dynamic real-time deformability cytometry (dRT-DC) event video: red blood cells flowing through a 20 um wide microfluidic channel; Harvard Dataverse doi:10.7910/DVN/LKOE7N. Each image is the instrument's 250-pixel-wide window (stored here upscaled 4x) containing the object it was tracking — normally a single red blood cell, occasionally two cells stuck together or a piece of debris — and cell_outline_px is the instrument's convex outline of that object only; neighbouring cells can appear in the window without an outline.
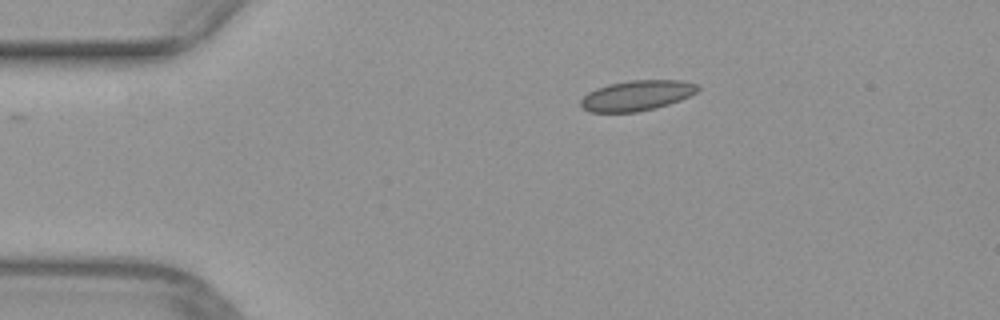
{"species": "common noctule bat (a hibernating species)", "species_latin": "Nyctalus noctula", "temperature_condition": "warm", "stored_images_in_passage": 42, "camera_frame_rate_fps": 3000, "um_per_image_px": 0.085, "animal": {"sex": "female", "body_mass_g": 29.2, "forearm_length_mm": 56.3}, "frame": {"image": 1, "passage_image": 1, "time_ms": 0.0, "image_size_px": [1000, 320], "cell_outline_px": [[700, 88], [696, 92], [680, 100], [656, 108], [636, 112], [588, 112], [580, 104], [580, 100], [588, 92], [596, 88], [608, 84], [628, 80], [680, 80], [696, 84]], "centroid_in_image_um": [54.1, 8.11], "position_along_channel_um": 30.9, "area_um2": 20.63}}
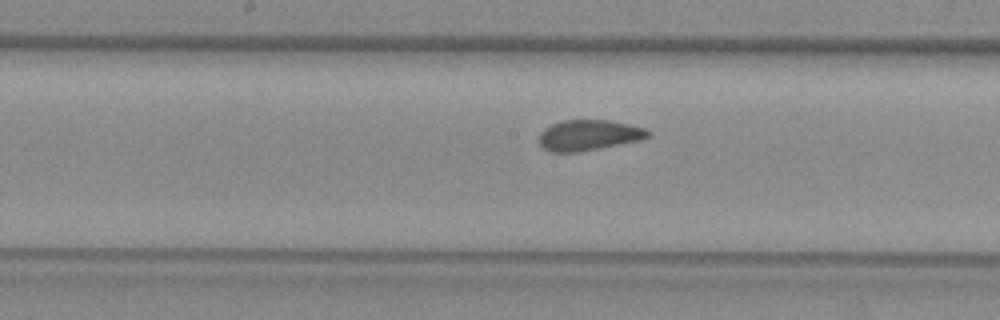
{"frame": {"image": 2, "passage_image": 17, "time_ms": 5.333, "image_size_px": [1000, 320], "cell_outline_px": [[652, 136], [644, 140], [580, 152], [552, 152], [544, 148], [540, 144], [540, 132], [544, 128], [552, 124], [564, 120], [608, 120], [628, 124], [644, 128]], "centroid_in_image_um": [50.08, 11.5], "position_along_channel_um": 198.1, "area_um2": 19.54}}
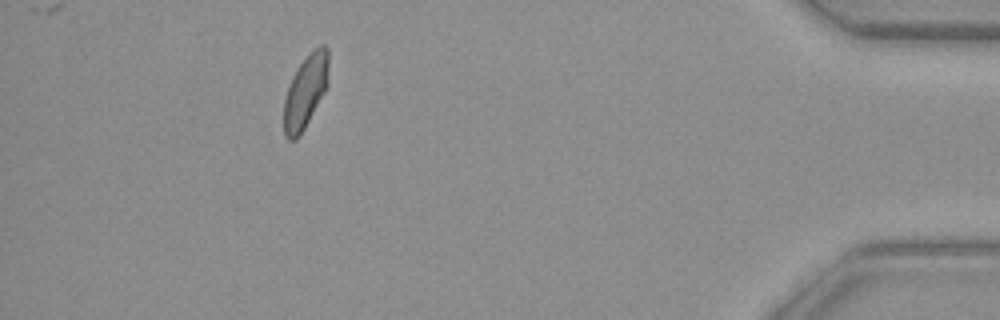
{"frame": {"image": 3, "passage_image": 37, "time_ms": 12.0, "image_size_px": [1000, 320], "cell_outline_px": [[328, 84], [324, 92], [300, 136], [296, 140], [288, 140], [284, 136], [284, 100], [292, 76], [296, 68], [308, 52], [312, 48], [320, 44], [324, 44], [328, 48]], "centroid_in_image_um": [25.96, 7.73], "position_along_channel_um": 409.2, "area_um2": 19.31}}